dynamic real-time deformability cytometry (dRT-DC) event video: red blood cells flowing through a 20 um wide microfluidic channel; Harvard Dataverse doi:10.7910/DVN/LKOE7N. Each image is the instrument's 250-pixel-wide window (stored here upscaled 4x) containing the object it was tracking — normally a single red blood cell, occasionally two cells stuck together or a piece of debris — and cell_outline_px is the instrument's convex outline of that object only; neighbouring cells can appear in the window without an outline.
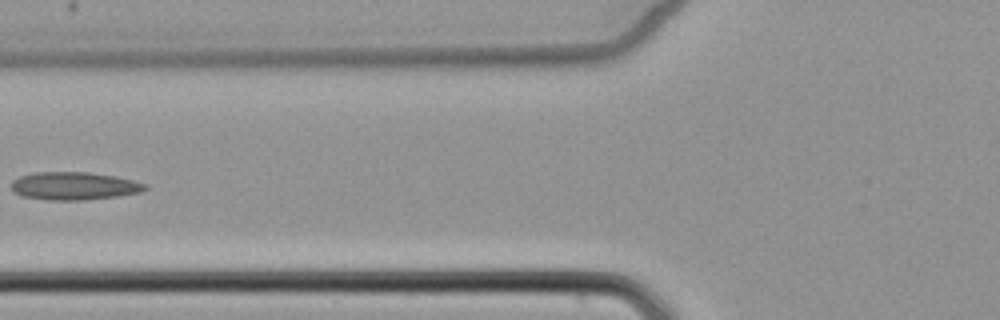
{"species": "common noctule bat (a hibernating species)", "species_latin": "Nyctalus noctula", "temperature_condition": "cold", "stored_images_in_passage": 6, "camera_frame_rate_fps": 3000, "um_per_image_px": 0.085, "animal": {"sex": "female", "body_mass_g": 22.7, "forearm_length_mm": 54.2}, "frame": {"image": 1, "passage_image": 6, "time_ms": 6.667, "image_size_px": [1000, 320], "cell_outline_px": [[148, 188], [140, 192], [116, 196], [84, 200], [44, 200], [20, 196], [12, 192], [12, 180], [20, 176], [36, 172], [88, 172], [116, 176], [148, 184]], "centroid_in_image_um": [6.27, 15.81], "position_along_channel_um": 119.5, "area_um2": 21.91}}